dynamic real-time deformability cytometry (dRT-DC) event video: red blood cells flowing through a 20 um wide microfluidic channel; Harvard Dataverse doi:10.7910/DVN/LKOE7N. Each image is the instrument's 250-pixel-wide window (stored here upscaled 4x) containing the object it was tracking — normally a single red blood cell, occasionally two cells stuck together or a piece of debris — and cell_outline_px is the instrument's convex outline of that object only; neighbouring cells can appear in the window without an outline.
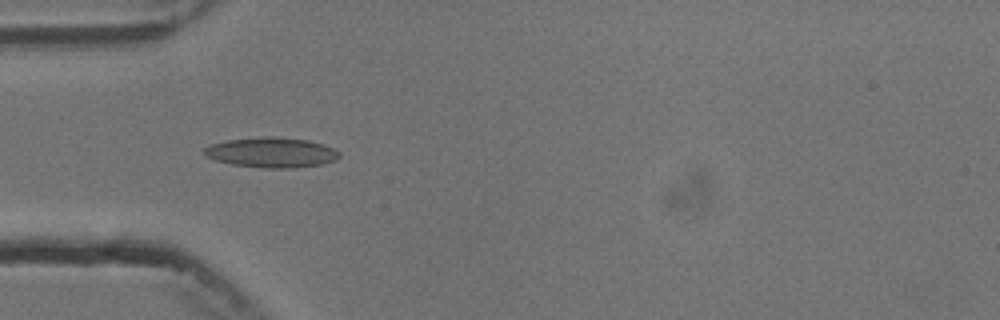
{"species": "common noctule bat (a hibernating species)", "species_latin": "Nyctalus noctula", "temperature_condition": "cold", "stored_images_in_passage": 6, "camera_frame_rate_fps": 3000, "um_per_image_px": 0.085, "animal": {"sex": "male", "body_mass_g": 13.3}, "frame": {"image": 1, "passage_image": 5, "time_ms": 4.667, "image_size_px": [1000, 320], "cell_outline_px": [[340, 156], [336, 160], [324, 164], [292, 168], [264, 168], [232, 164], [216, 160], [204, 156], [204, 148], [212, 144], [228, 140], [268, 136], [308, 140], [324, 144], [340, 152]], "centroid_in_image_um": [23.1, 12.97], "position_along_channel_um": 61.9, "area_um2": 23.64}}
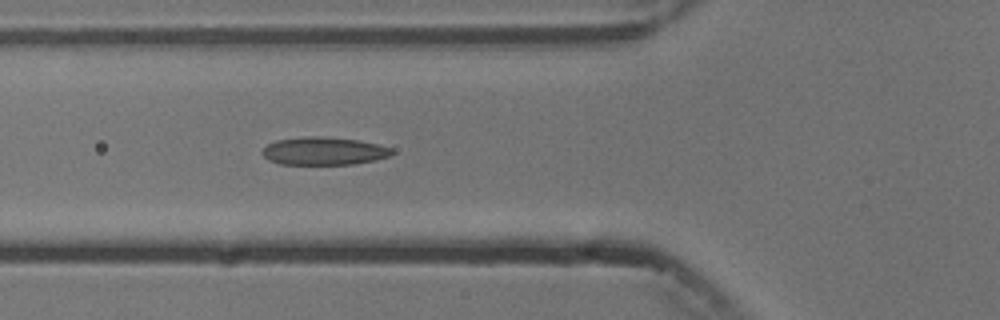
{"frame": {"image": 2, "passage_image": 6, "time_ms": 5.667, "image_size_px": [1000, 320], "cell_outline_px": [[392, 156], [376, 160], [356, 164], [280, 164], [268, 160], [260, 152], [268, 144], [276, 140], [308, 136], [320, 136], [360, 140], [392, 148]], "centroid_in_image_um": [27.53, 12.84], "position_along_channel_um": 98.3, "area_um2": 21.15}}